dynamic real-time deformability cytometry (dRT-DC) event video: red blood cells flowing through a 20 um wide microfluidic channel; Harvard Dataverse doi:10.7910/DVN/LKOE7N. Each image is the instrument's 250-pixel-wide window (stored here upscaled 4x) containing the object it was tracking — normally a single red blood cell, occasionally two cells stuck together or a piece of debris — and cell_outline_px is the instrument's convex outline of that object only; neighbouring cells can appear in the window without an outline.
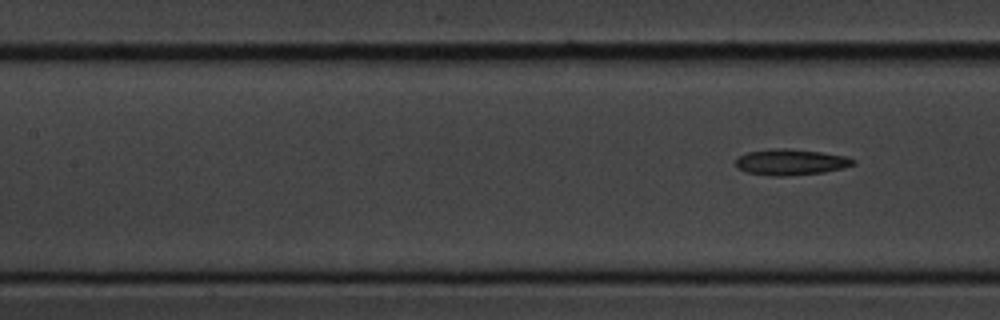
{"species": "common noctule bat (a hibernating species)", "species_latin": "Nyctalus noctula", "temperature_condition": "cold", "stored_images_in_passage": 7, "segment_of_instrument_passage": [2, 2], "camera_frame_rate_fps": 3000, "um_per_image_px": 0.085, "animal": {"sex": "male", "body_mass_g": 20.1, "forearm_length_mm": 53.5}, "frame": {"image": 1, "passage_image": 7, "time_ms": 8.0, "image_size_px": [1000, 320], "cell_outline_px": [[856, 164], [844, 168], [824, 172], [780, 176], [772, 176], [748, 172], [736, 168], [736, 160], [740, 156], [748, 152], [772, 148], [788, 148], [820, 152], [844, 156], [856, 160]], "centroid_in_image_um": [67.22, 13.77], "position_along_channel_um": 140.2, "area_um2": 17.69}}